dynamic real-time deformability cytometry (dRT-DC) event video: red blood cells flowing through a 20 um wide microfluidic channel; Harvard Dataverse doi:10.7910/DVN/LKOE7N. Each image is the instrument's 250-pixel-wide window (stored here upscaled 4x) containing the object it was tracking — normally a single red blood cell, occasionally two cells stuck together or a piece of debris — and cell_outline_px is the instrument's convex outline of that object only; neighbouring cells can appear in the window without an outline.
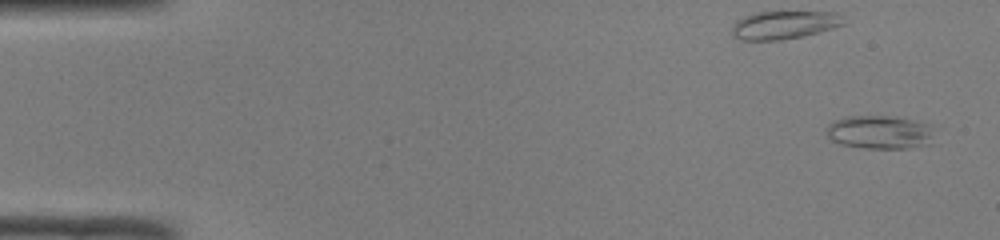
{"species": "common noctule bat (a hibernating species)", "species_latin": "Nyctalus noctula", "temperature_condition": "room temperature", "stored_images_in_passage": 50, "camera_frame_rate_fps": 3000, "um_per_image_px": 0.085, "animal": {"sex": "male", "body_mass_g": 19.0, "forearm_length_mm": 50.8}, "frame": {"image": 1, "passage_image": 3, "time_ms": 0.667, "image_size_px": [1000, 240], "cell_outline_px": [[932, 144], [908, 148], [860, 148], [840, 144], [832, 140], [824, 132], [828, 124], [832, 120], [844, 116], [896, 116], [932, 124]], "centroid_in_image_um": [74.76, 11.23], "position_along_channel_um": 10.2, "area_um2": 21.56}}
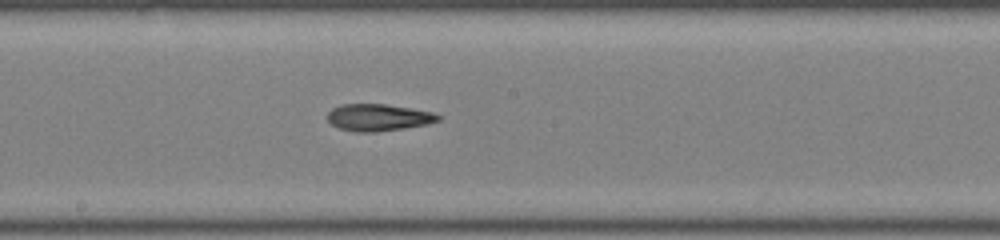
{"frame": {"image": 2, "passage_image": 28, "time_ms": 9.0, "image_size_px": [1000, 240], "cell_outline_px": [[440, 120], [428, 124], [404, 128], [376, 132], [356, 132], [340, 128], [332, 124], [328, 120], [328, 112], [332, 108], [340, 104], [384, 104], [412, 108], [432, 112], [440, 116]], "centroid_in_image_um": [32.16, 9.98], "position_along_channel_um": 216.0, "area_um2": 17.34}}
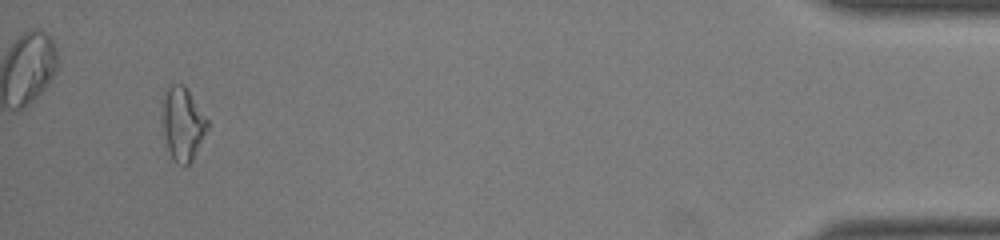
{"frame": {"image": 3, "passage_image": 48, "time_ms": 15.667, "image_size_px": [1000, 240], "cell_outline_px": [[208, 128], [192, 160], [184, 168], [172, 156], [168, 148], [160, 116], [164, 92], [168, 84], [184, 84], [188, 88], [208, 120]], "centroid_in_image_um": [15.51, 10.45], "position_along_channel_um": 419.7, "area_um2": 19.42}, "authors_computed_cell_mechanics": {"area_um2": 18.0625, "velocity_mm_per_s": 4.1421, "shape_relaxation_time_tau1_ms": null, "shape_relaxation_time_tau2_ms": 6.956, "deformation_change_tau1": null, "deformation_change_tau2": 0.1951}}